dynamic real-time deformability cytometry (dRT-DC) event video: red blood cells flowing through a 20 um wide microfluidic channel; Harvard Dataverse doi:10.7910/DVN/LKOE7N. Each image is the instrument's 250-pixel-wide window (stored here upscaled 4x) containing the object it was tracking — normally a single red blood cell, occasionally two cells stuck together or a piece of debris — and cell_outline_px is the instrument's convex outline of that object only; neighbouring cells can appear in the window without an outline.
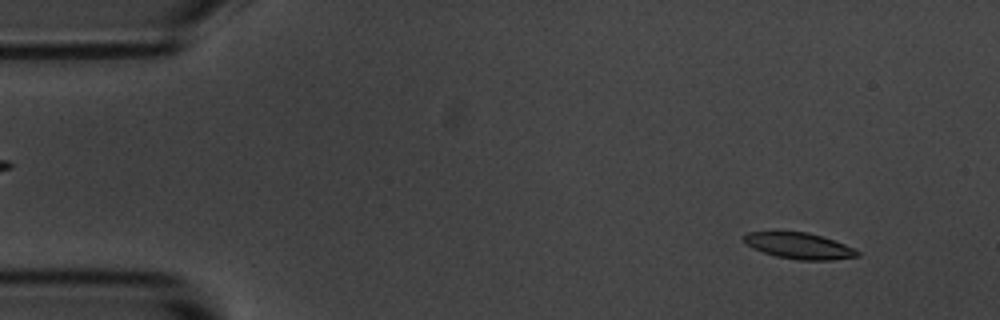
{"species": "common noctule bat (a hibernating species)", "species_latin": "Nyctalus noctula", "temperature_condition": "room temperature", "stored_images_in_passage": 55, "camera_frame_rate_fps": 3000, "um_per_image_px": 0.085, "animal": {"sex": "male", "body_mass_g": 20.1, "forearm_length_mm": 53.5}, "frame": {"image": 1, "passage_image": 5, "time_ms": 1.333, "image_size_px": [1000, 320], "cell_outline_px": [[860, 256], [832, 260], [796, 260], [776, 256], [752, 248], [740, 236], [748, 232], [808, 232], [856, 248], [860, 252]], "centroid_in_image_um": [67.94, 20.9], "position_along_channel_um": 17.1, "area_um2": 17.22}}
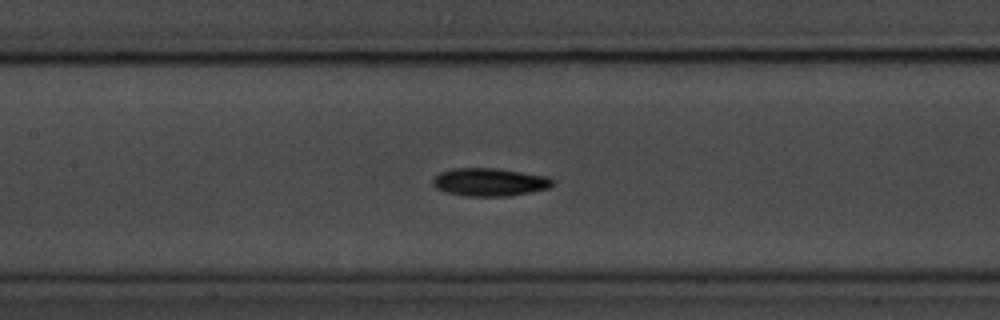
{"frame": {"image": 2, "passage_image": 25, "time_ms": 8.0, "image_size_px": [1000, 320], "cell_outline_px": [[556, 184], [548, 188], [532, 192], [508, 196], [468, 196], [444, 192], [436, 188], [432, 184], [432, 180], [440, 172], [452, 168], [496, 168], [548, 176], [556, 180]], "centroid_in_image_um": [41.65, 15.47], "position_along_channel_um": 165.7, "area_um2": 19.77}}
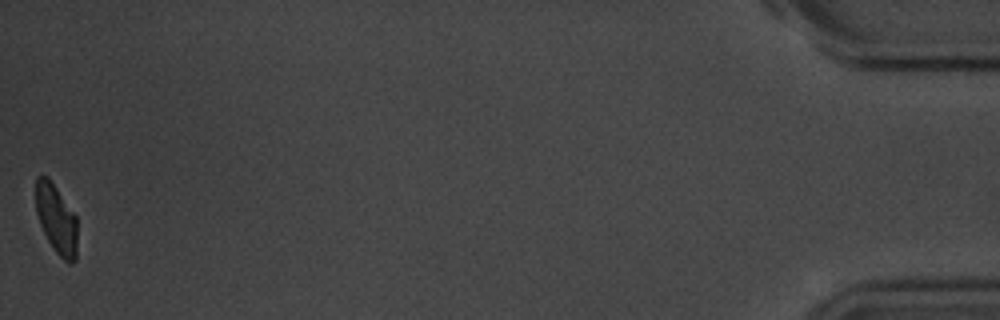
{"frame": {"image": 3, "passage_image": 55, "time_ms": 18.0, "image_size_px": [1000, 320], "cell_outline_px": [[76, 260], [72, 264], [68, 264], [52, 248], [40, 224], [36, 212], [36, 176], [48, 176], [76, 216]], "centroid_in_image_um": [4.79, 18.64], "position_along_channel_um": 430.4, "area_um2": 16.65}, "authors_computed_cell_mechanics": {"area_um2": 18.4382, "velocity_mm_per_s": 3.6209, "shape_relaxation_time_tau1_ms": 2.9299, "shape_relaxation_time_tau2_ms": 7.2747, "deformation_change_tau1": 0.1137, "deformation_change_tau2": 0.1446}}